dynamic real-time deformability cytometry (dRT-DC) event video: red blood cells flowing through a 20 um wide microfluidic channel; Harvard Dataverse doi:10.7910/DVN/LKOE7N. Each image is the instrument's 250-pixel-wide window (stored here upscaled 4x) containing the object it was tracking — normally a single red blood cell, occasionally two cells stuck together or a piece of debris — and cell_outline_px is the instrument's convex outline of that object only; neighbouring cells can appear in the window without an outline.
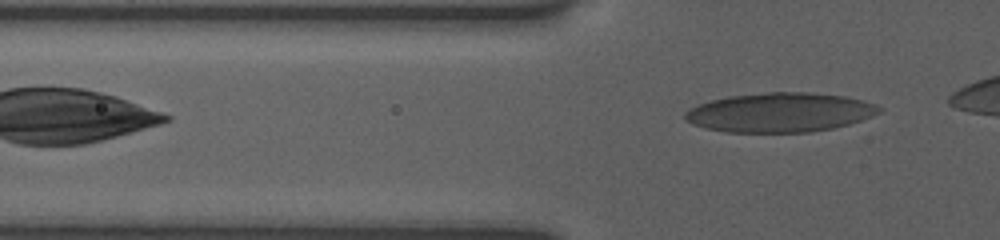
{"species": "human", "species_latin": "Homo sapiens", "temperature_condition": "room temperature", "stored_images_in_passage": 4, "camera_frame_rate_fps": 3000, "um_per_image_px": 0.085, "donor": {"sex": "female"}, "frame": {"image": 1, "passage_image": 4, "time_ms": 2.667, "image_size_px": [1000, 240], "cell_outline_px": [[884, 108], [880, 112], [872, 116], [848, 124], [832, 128], [808, 132], [728, 132], [704, 128], [692, 124], [684, 120], [684, 112], [700, 104], [712, 100], [732, 96], [768, 92], [808, 92], [844, 96], [864, 100], [876, 104]], "centroid_in_image_um": [66.31, 9.56], "position_along_channel_um": 59.5, "area_um2": 44.39}}